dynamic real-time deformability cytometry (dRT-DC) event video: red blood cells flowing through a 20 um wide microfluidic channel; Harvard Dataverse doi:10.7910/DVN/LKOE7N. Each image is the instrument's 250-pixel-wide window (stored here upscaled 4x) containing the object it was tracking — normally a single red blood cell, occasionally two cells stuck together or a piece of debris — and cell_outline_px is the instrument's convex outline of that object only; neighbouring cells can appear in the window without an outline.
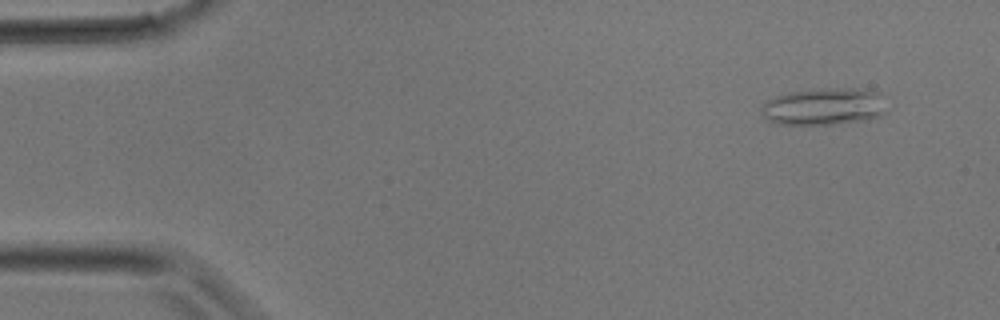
{"species": "common noctule bat (a hibernating species)", "species_latin": "Nyctalus noctula", "temperature_condition": "room temperature", "stored_images_in_passage": 33, "camera_frame_rate_fps": 3000, "um_per_image_px": 0.085, "animal": {"sex": "male", "body_mass_g": 17.9}, "frame": {"image": 1, "passage_image": 3, "time_ms": 0.667, "image_size_px": [1000, 320], "cell_outline_px": [[888, 112], [864, 120], [832, 124], [776, 124], [768, 120], [764, 116], [760, 108], [768, 100], [776, 96], [788, 92], [820, 88], [856, 88], [880, 92]], "centroid_in_image_um": [70.05, 9.04], "position_along_channel_um": 14.9, "area_um2": 27.17}}
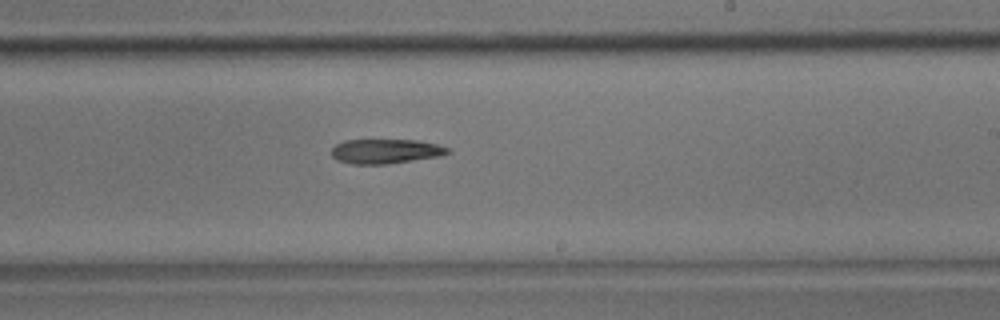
{"frame": {"image": 2, "passage_image": 20, "time_ms": 6.333, "image_size_px": [1000, 320], "cell_outline_px": [[452, 152], [440, 156], [388, 164], [352, 164], [336, 160], [332, 156], [332, 148], [336, 144], [344, 140], [420, 140], [436, 144], [448, 148]], "centroid_in_image_um": [32.77, 12.86], "position_along_channel_um": 256.2, "area_um2": 16.7}}
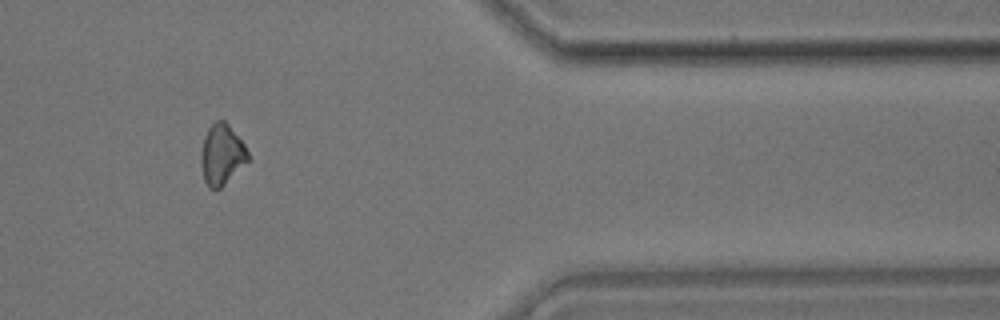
{"frame": {"image": 3, "passage_image": 28, "time_ms": 9.0, "image_size_px": [1000, 320], "cell_outline_px": [[248, 160], [220, 188], [208, 188], [204, 180], [200, 164], [200, 152], [204, 136], [208, 128], [216, 120], [224, 120], [228, 124], [244, 144], [248, 152]], "centroid_in_image_um": [18.81, 13.12], "position_along_channel_um": 392.6, "area_um2": 16.42}}